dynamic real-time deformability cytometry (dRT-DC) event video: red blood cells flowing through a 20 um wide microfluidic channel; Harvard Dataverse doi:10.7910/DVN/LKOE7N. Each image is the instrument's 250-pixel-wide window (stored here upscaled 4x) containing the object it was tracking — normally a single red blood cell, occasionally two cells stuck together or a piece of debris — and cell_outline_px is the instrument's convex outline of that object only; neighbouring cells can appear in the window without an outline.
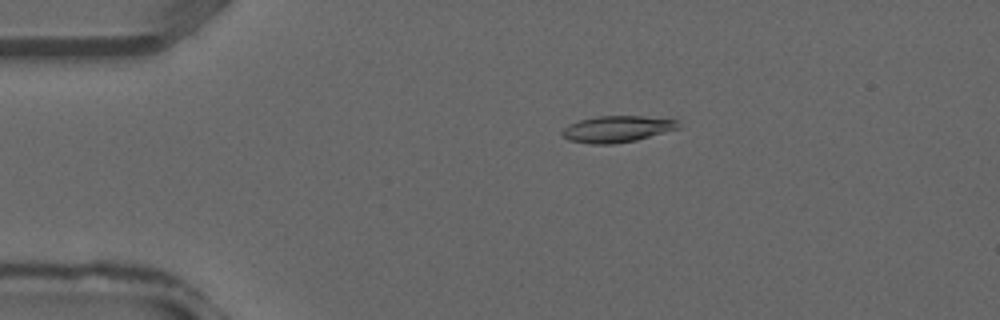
{"species": "common noctule bat (a hibernating species)", "species_latin": "Nyctalus noctula", "temperature_condition": "warm", "stored_images_in_passage": 31, "camera_frame_rate_fps": 3000, "um_per_image_px": 0.085, "animal": {"sex": "male", "forearm_length_mm": 52.5}, "frame": {"image": 1, "passage_image": 1, "time_ms": 0.0, "image_size_px": [1000, 320], "cell_outline_px": [[680, 128], [636, 140], [612, 144], [592, 144], [568, 140], [560, 136], [560, 132], [568, 124], [580, 120], [600, 116], [640, 116], [676, 120]], "centroid_in_image_um": [52.38, 10.97], "position_along_channel_um": 32.6, "area_um2": 17.8}}
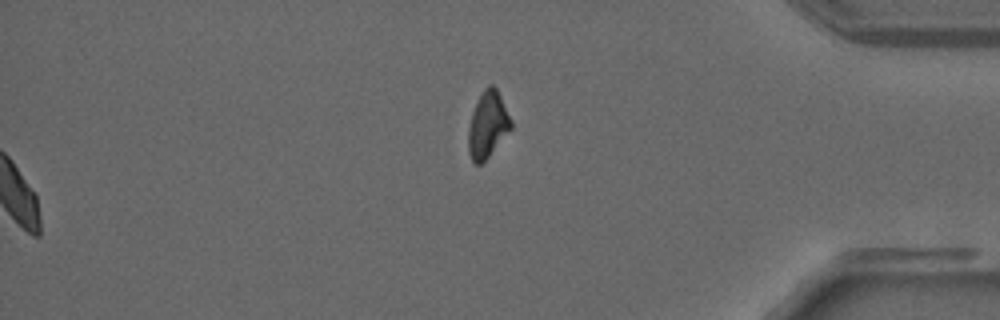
{"frame": {"image": 2, "passage_image": 25, "time_ms": 8.0, "image_size_px": [1000, 320], "cell_outline_px": [[512, 128], [488, 156], [480, 164], [476, 164], [472, 160], [468, 152], [468, 128], [472, 112], [484, 88], [488, 84], [492, 84], [496, 88], [512, 120]], "centroid_in_image_um": [41.45, 10.59], "position_along_channel_um": 393.8, "area_um2": 16.24}}
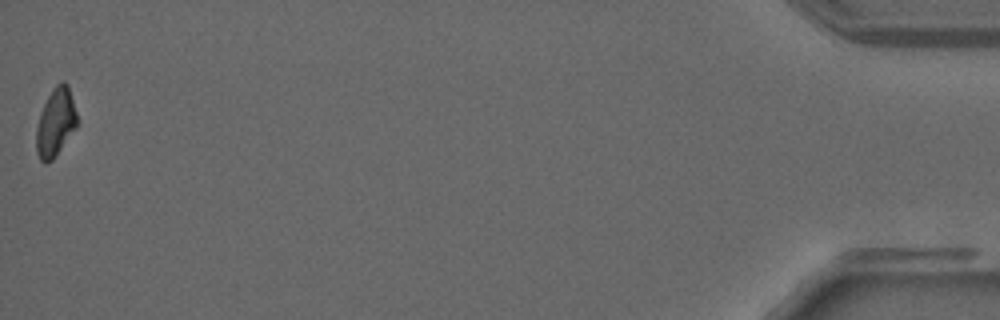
{"frame": {"image": 3, "passage_image": 31, "time_ms": 10.0, "image_size_px": [1000, 320], "cell_outline_px": [[80, 120], [76, 128], [52, 160], [48, 164], [44, 164], [40, 160], [36, 152], [36, 128], [40, 112], [52, 88], [60, 80], [64, 80], [68, 84]], "centroid_in_image_um": [4.75, 10.38], "position_along_channel_um": 430.5, "area_um2": 16.65}}